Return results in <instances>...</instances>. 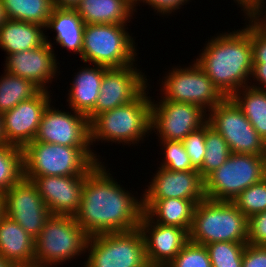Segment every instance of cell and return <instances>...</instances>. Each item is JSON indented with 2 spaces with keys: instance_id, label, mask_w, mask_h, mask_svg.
<instances>
[{
  "instance_id": "6da1fadb",
  "label": "cell",
  "mask_w": 266,
  "mask_h": 267,
  "mask_svg": "<svg viewBox=\"0 0 266 267\" xmlns=\"http://www.w3.org/2000/svg\"><path fill=\"white\" fill-rule=\"evenodd\" d=\"M109 171L99 162L86 174L74 218L89 237L139 228L142 197H133L134 194L118 184Z\"/></svg>"
},
{
  "instance_id": "7a4b0ae2",
  "label": "cell",
  "mask_w": 266,
  "mask_h": 267,
  "mask_svg": "<svg viewBox=\"0 0 266 267\" xmlns=\"http://www.w3.org/2000/svg\"><path fill=\"white\" fill-rule=\"evenodd\" d=\"M248 22L243 29L216 34L194 59L225 97L252 83L249 82L253 70L251 22Z\"/></svg>"
},
{
  "instance_id": "3957f363",
  "label": "cell",
  "mask_w": 266,
  "mask_h": 267,
  "mask_svg": "<svg viewBox=\"0 0 266 267\" xmlns=\"http://www.w3.org/2000/svg\"><path fill=\"white\" fill-rule=\"evenodd\" d=\"M148 89L132 102L96 115L89 122L91 146L100 140L130 146L151 134L152 99Z\"/></svg>"
},
{
  "instance_id": "277c9868",
  "label": "cell",
  "mask_w": 266,
  "mask_h": 267,
  "mask_svg": "<svg viewBox=\"0 0 266 267\" xmlns=\"http://www.w3.org/2000/svg\"><path fill=\"white\" fill-rule=\"evenodd\" d=\"M92 150L90 147H70L33 140L22 148L23 175H86L97 163L101 162Z\"/></svg>"
},
{
  "instance_id": "5b68a950",
  "label": "cell",
  "mask_w": 266,
  "mask_h": 267,
  "mask_svg": "<svg viewBox=\"0 0 266 267\" xmlns=\"http://www.w3.org/2000/svg\"><path fill=\"white\" fill-rule=\"evenodd\" d=\"M248 218L230 201L204 198L194 211L189 240L207 245L214 242H247Z\"/></svg>"
},
{
  "instance_id": "8992f818",
  "label": "cell",
  "mask_w": 266,
  "mask_h": 267,
  "mask_svg": "<svg viewBox=\"0 0 266 267\" xmlns=\"http://www.w3.org/2000/svg\"><path fill=\"white\" fill-rule=\"evenodd\" d=\"M126 25L85 24L81 61L107 68L136 66L135 41Z\"/></svg>"
},
{
  "instance_id": "52a82bcc",
  "label": "cell",
  "mask_w": 266,
  "mask_h": 267,
  "mask_svg": "<svg viewBox=\"0 0 266 267\" xmlns=\"http://www.w3.org/2000/svg\"><path fill=\"white\" fill-rule=\"evenodd\" d=\"M88 238L74 216L51 215L35 239V263L57 267L77 259L86 253Z\"/></svg>"
},
{
  "instance_id": "ba28073f",
  "label": "cell",
  "mask_w": 266,
  "mask_h": 267,
  "mask_svg": "<svg viewBox=\"0 0 266 267\" xmlns=\"http://www.w3.org/2000/svg\"><path fill=\"white\" fill-rule=\"evenodd\" d=\"M84 267H150L139 228L90 236Z\"/></svg>"
},
{
  "instance_id": "9c48e42d",
  "label": "cell",
  "mask_w": 266,
  "mask_h": 267,
  "mask_svg": "<svg viewBox=\"0 0 266 267\" xmlns=\"http://www.w3.org/2000/svg\"><path fill=\"white\" fill-rule=\"evenodd\" d=\"M265 177L260 155L231 153L218 169L204 179L205 198L232 202L243 190Z\"/></svg>"
},
{
  "instance_id": "30bf717a",
  "label": "cell",
  "mask_w": 266,
  "mask_h": 267,
  "mask_svg": "<svg viewBox=\"0 0 266 267\" xmlns=\"http://www.w3.org/2000/svg\"><path fill=\"white\" fill-rule=\"evenodd\" d=\"M163 78L160 97L164 100L192 103L209 112L226 98L196 62L175 66Z\"/></svg>"
},
{
  "instance_id": "8fae6325",
  "label": "cell",
  "mask_w": 266,
  "mask_h": 267,
  "mask_svg": "<svg viewBox=\"0 0 266 267\" xmlns=\"http://www.w3.org/2000/svg\"><path fill=\"white\" fill-rule=\"evenodd\" d=\"M207 122L226 140L231 153L261 154L263 139L230 97L208 112Z\"/></svg>"
},
{
  "instance_id": "7c38bea8",
  "label": "cell",
  "mask_w": 266,
  "mask_h": 267,
  "mask_svg": "<svg viewBox=\"0 0 266 267\" xmlns=\"http://www.w3.org/2000/svg\"><path fill=\"white\" fill-rule=\"evenodd\" d=\"M158 101L151 100V131L157 134L158 140L183 141L207 122L206 111L198 105L164 100L162 97Z\"/></svg>"
},
{
  "instance_id": "4fadbf2b",
  "label": "cell",
  "mask_w": 266,
  "mask_h": 267,
  "mask_svg": "<svg viewBox=\"0 0 266 267\" xmlns=\"http://www.w3.org/2000/svg\"><path fill=\"white\" fill-rule=\"evenodd\" d=\"M137 67L107 68L101 82L95 108L87 115L89 122L98 114L135 100L150 84Z\"/></svg>"
},
{
  "instance_id": "5bb4252c",
  "label": "cell",
  "mask_w": 266,
  "mask_h": 267,
  "mask_svg": "<svg viewBox=\"0 0 266 267\" xmlns=\"http://www.w3.org/2000/svg\"><path fill=\"white\" fill-rule=\"evenodd\" d=\"M3 196L5 214L36 239L51 214L34 183L23 176Z\"/></svg>"
},
{
  "instance_id": "9a60e30c",
  "label": "cell",
  "mask_w": 266,
  "mask_h": 267,
  "mask_svg": "<svg viewBox=\"0 0 266 267\" xmlns=\"http://www.w3.org/2000/svg\"><path fill=\"white\" fill-rule=\"evenodd\" d=\"M71 111H61L49 104L34 141L70 147H91L88 117L83 113Z\"/></svg>"
},
{
  "instance_id": "2e32d148",
  "label": "cell",
  "mask_w": 266,
  "mask_h": 267,
  "mask_svg": "<svg viewBox=\"0 0 266 267\" xmlns=\"http://www.w3.org/2000/svg\"><path fill=\"white\" fill-rule=\"evenodd\" d=\"M49 93L41 90L33 98L20 102L2 114L5 143L23 148L34 140L44 111L52 103V95Z\"/></svg>"
},
{
  "instance_id": "e0dca14e",
  "label": "cell",
  "mask_w": 266,
  "mask_h": 267,
  "mask_svg": "<svg viewBox=\"0 0 266 267\" xmlns=\"http://www.w3.org/2000/svg\"><path fill=\"white\" fill-rule=\"evenodd\" d=\"M47 37L45 35L46 42L38 48L6 56L4 71L28 79L41 90L49 91V82L51 83L58 75L60 63L53 50L55 47L52 45L54 44ZM47 84L48 86H46Z\"/></svg>"
},
{
  "instance_id": "ac0fdd59",
  "label": "cell",
  "mask_w": 266,
  "mask_h": 267,
  "mask_svg": "<svg viewBox=\"0 0 266 267\" xmlns=\"http://www.w3.org/2000/svg\"><path fill=\"white\" fill-rule=\"evenodd\" d=\"M24 177L34 183L51 215L74 216L79 210L86 175Z\"/></svg>"
},
{
  "instance_id": "d6986e66",
  "label": "cell",
  "mask_w": 266,
  "mask_h": 267,
  "mask_svg": "<svg viewBox=\"0 0 266 267\" xmlns=\"http://www.w3.org/2000/svg\"><path fill=\"white\" fill-rule=\"evenodd\" d=\"M139 229L150 267H166L189 241V233L185 229L152 222L144 213Z\"/></svg>"
},
{
  "instance_id": "ffe728a7",
  "label": "cell",
  "mask_w": 266,
  "mask_h": 267,
  "mask_svg": "<svg viewBox=\"0 0 266 267\" xmlns=\"http://www.w3.org/2000/svg\"><path fill=\"white\" fill-rule=\"evenodd\" d=\"M142 199L179 198L196 204L205 198L204 179L198 170L171 171L158 167Z\"/></svg>"
},
{
  "instance_id": "44dd1931",
  "label": "cell",
  "mask_w": 266,
  "mask_h": 267,
  "mask_svg": "<svg viewBox=\"0 0 266 267\" xmlns=\"http://www.w3.org/2000/svg\"><path fill=\"white\" fill-rule=\"evenodd\" d=\"M0 256L14 265L35 263V239L6 214L0 219Z\"/></svg>"
},
{
  "instance_id": "7402d4cb",
  "label": "cell",
  "mask_w": 266,
  "mask_h": 267,
  "mask_svg": "<svg viewBox=\"0 0 266 267\" xmlns=\"http://www.w3.org/2000/svg\"><path fill=\"white\" fill-rule=\"evenodd\" d=\"M143 213L155 223L164 226H177L190 231L196 203L192 200L142 199Z\"/></svg>"
},
{
  "instance_id": "603a6c76",
  "label": "cell",
  "mask_w": 266,
  "mask_h": 267,
  "mask_svg": "<svg viewBox=\"0 0 266 267\" xmlns=\"http://www.w3.org/2000/svg\"><path fill=\"white\" fill-rule=\"evenodd\" d=\"M81 67L72 79L67 102L71 110L88 115L94 108L100 93L101 82L107 67L91 65Z\"/></svg>"
},
{
  "instance_id": "cb8c5ba5",
  "label": "cell",
  "mask_w": 266,
  "mask_h": 267,
  "mask_svg": "<svg viewBox=\"0 0 266 267\" xmlns=\"http://www.w3.org/2000/svg\"><path fill=\"white\" fill-rule=\"evenodd\" d=\"M75 10L85 24H127L134 15V0H81Z\"/></svg>"
},
{
  "instance_id": "d4e9b609",
  "label": "cell",
  "mask_w": 266,
  "mask_h": 267,
  "mask_svg": "<svg viewBox=\"0 0 266 267\" xmlns=\"http://www.w3.org/2000/svg\"><path fill=\"white\" fill-rule=\"evenodd\" d=\"M84 26L85 23L75 9L54 7L45 30H54L55 43L81 58Z\"/></svg>"
},
{
  "instance_id": "484cf974",
  "label": "cell",
  "mask_w": 266,
  "mask_h": 267,
  "mask_svg": "<svg viewBox=\"0 0 266 267\" xmlns=\"http://www.w3.org/2000/svg\"><path fill=\"white\" fill-rule=\"evenodd\" d=\"M44 30L35 23L7 19L0 27V48L7 55L38 48L46 42Z\"/></svg>"
},
{
  "instance_id": "4316f807",
  "label": "cell",
  "mask_w": 266,
  "mask_h": 267,
  "mask_svg": "<svg viewBox=\"0 0 266 267\" xmlns=\"http://www.w3.org/2000/svg\"><path fill=\"white\" fill-rule=\"evenodd\" d=\"M246 116L259 136L266 139V91L246 86L230 97Z\"/></svg>"
},
{
  "instance_id": "83f0119b",
  "label": "cell",
  "mask_w": 266,
  "mask_h": 267,
  "mask_svg": "<svg viewBox=\"0 0 266 267\" xmlns=\"http://www.w3.org/2000/svg\"><path fill=\"white\" fill-rule=\"evenodd\" d=\"M7 19L46 27L54 8L52 0H1Z\"/></svg>"
},
{
  "instance_id": "f1b7e54d",
  "label": "cell",
  "mask_w": 266,
  "mask_h": 267,
  "mask_svg": "<svg viewBox=\"0 0 266 267\" xmlns=\"http://www.w3.org/2000/svg\"><path fill=\"white\" fill-rule=\"evenodd\" d=\"M3 75V76H2ZM0 77V114L36 96L41 89L28 79L4 72Z\"/></svg>"
},
{
  "instance_id": "f546056e",
  "label": "cell",
  "mask_w": 266,
  "mask_h": 267,
  "mask_svg": "<svg viewBox=\"0 0 266 267\" xmlns=\"http://www.w3.org/2000/svg\"><path fill=\"white\" fill-rule=\"evenodd\" d=\"M205 147L204 161L198 169L203 179L218 169L231 154L226 140L208 122L205 123Z\"/></svg>"
},
{
  "instance_id": "4dcf8cb0",
  "label": "cell",
  "mask_w": 266,
  "mask_h": 267,
  "mask_svg": "<svg viewBox=\"0 0 266 267\" xmlns=\"http://www.w3.org/2000/svg\"><path fill=\"white\" fill-rule=\"evenodd\" d=\"M23 176L22 148L11 143L0 144V194Z\"/></svg>"
},
{
  "instance_id": "1f68e13d",
  "label": "cell",
  "mask_w": 266,
  "mask_h": 267,
  "mask_svg": "<svg viewBox=\"0 0 266 267\" xmlns=\"http://www.w3.org/2000/svg\"><path fill=\"white\" fill-rule=\"evenodd\" d=\"M247 242H214L205 245L212 267H242Z\"/></svg>"
},
{
  "instance_id": "d6a6232c",
  "label": "cell",
  "mask_w": 266,
  "mask_h": 267,
  "mask_svg": "<svg viewBox=\"0 0 266 267\" xmlns=\"http://www.w3.org/2000/svg\"><path fill=\"white\" fill-rule=\"evenodd\" d=\"M232 203L247 218L266 211V177L243 190Z\"/></svg>"
},
{
  "instance_id": "836d02e7",
  "label": "cell",
  "mask_w": 266,
  "mask_h": 267,
  "mask_svg": "<svg viewBox=\"0 0 266 267\" xmlns=\"http://www.w3.org/2000/svg\"><path fill=\"white\" fill-rule=\"evenodd\" d=\"M164 157L161 168L171 171H189L196 170L190 161V158L184 148L182 141L159 140Z\"/></svg>"
},
{
  "instance_id": "e575fe53",
  "label": "cell",
  "mask_w": 266,
  "mask_h": 267,
  "mask_svg": "<svg viewBox=\"0 0 266 267\" xmlns=\"http://www.w3.org/2000/svg\"><path fill=\"white\" fill-rule=\"evenodd\" d=\"M166 267H212L205 245L188 241Z\"/></svg>"
},
{
  "instance_id": "d590c367",
  "label": "cell",
  "mask_w": 266,
  "mask_h": 267,
  "mask_svg": "<svg viewBox=\"0 0 266 267\" xmlns=\"http://www.w3.org/2000/svg\"><path fill=\"white\" fill-rule=\"evenodd\" d=\"M182 142L192 166L198 170L202 166L206 152L205 124L188 134Z\"/></svg>"
},
{
  "instance_id": "8d00e7d4",
  "label": "cell",
  "mask_w": 266,
  "mask_h": 267,
  "mask_svg": "<svg viewBox=\"0 0 266 267\" xmlns=\"http://www.w3.org/2000/svg\"><path fill=\"white\" fill-rule=\"evenodd\" d=\"M247 244L266 246V211L248 218Z\"/></svg>"
},
{
  "instance_id": "74e56055",
  "label": "cell",
  "mask_w": 266,
  "mask_h": 267,
  "mask_svg": "<svg viewBox=\"0 0 266 267\" xmlns=\"http://www.w3.org/2000/svg\"><path fill=\"white\" fill-rule=\"evenodd\" d=\"M190 0H134V11L136 12V8L140 3H147L146 5L151 6L154 9V12L160 15H170L172 12L174 13L176 10L180 9L182 5L184 6ZM138 4V5H136Z\"/></svg>"
},
{
  "instance_id": "f35d334b",
  "label": "cell",
  "mask_w": 266,
  "mask_h": 267,
  "mask_svg": "<svg viewBox=\"0 0 266 267\" xmlns=\"http://www.w3.org/2000/svg\"><path fill=\"white\" fill-rule=\"evenodd\" d=\"M242 267H266V246L246 243L243 252Z\"/></svg>"
},
{
  "instance_id": "ab89813d",
  "label": "cell",
  "mask_w": 266,
  "mask_h": 267,
  "mask_svg": "<svg viewBox=\"0 0 266 267\" xmlns=\"http://www.w3.org/2000/svg\"><path fill=\"white\" fill-rule=\"evenodd\" d=\"M253 63H266V35L251 23Z\"/></svg>"
},
{
  "instance_id": "60d3db41",
  "label": "cell",
  "mask_w": 266,
  "mask_h": 267,
  "mask_svg": "<svg viewBox=\"0 0 266 267\" xmlns=\"http://www.w3.org/2000/svg\"><path fill=\"white\" fill-rule=\"evenodd\" d=\"M251 78H253L251 81L253 80V82L255 81L256 83H250L249 86L266 91V63H253Z\"/></svg>"
},
{
  "instance_id": "b9f144b4",
  "label": "cell",
  "mask_w": 266,
  "mask_h": 267,
  "mask_svg": "<svg viewBox=\"0 0 266 267\" xmlns=\"http://www.w3.org/2000/svg\"><path fill=\"white\" fill-rule=\"evenodd\" d=\"M266 7H259L248 19L264 35H266ZM264 12H263V11ZM265 13V14H264ZM265 16H264V15ZM263 15V16H262Z\"/></svg>"
},
{
  "instance_id": "7bdbcfd3",
  "label": "cell",
  "mask_w": 266,
  "mask_h": 267,
  "mask_svg": "<svg viewBox=\"0 0 266 267\" xmlns=\"http://www.w3.org/2000/svg\"><path fill=\"white\" fill-rule=\"evenodd\" d=\"M265 0H254L244 11L245 19L249 18L259 7H265Z\"/></svg>"
},
{
  "instance_id": "ee69618b",
  "label": "cell",
  "mask_w": 266,
  "mask_h": 267,
  "mask_svg": "<svg viewBox=\"0 0 266 267\" xmlns=\"http://www.w3.org/2000/svg\"><path fill=\"white\" fill-rule=\"evenodd\" d=\"M52 1L54 7L75 9V7L80 3L81 0H52Z\"/></svg>"
},
{
  "instance_id": "f6af8a7d",
  "label": "cell",
  "mask_w": 266,
  "mask_h": 267,
  "mask_svg": "<svg viewBox=\"0 0 266 267\" xmlns=\"http://www.w3.org/2000/svg\"><path fill=\"white\" fill-rule=\"evenodd\" d=\"M260 157L263 163L264 170L266 172V139L263 140V147H262Z\"/></svg>"
},
{
  "instance_id": "bcb514c9",
  "label": "cell",
  "mask_w": 266,
  "mask_h": 267,
  "mask_svg": "<svg viewBox=\"0 0 266 267\" xmlns=\"http://www.w3.org/2000/svg\"><path fill=\"white\" fill-rule=\"evenodd\" d=\"M7 21V16L2 4V1L0 0V27Z\"/></svg>"
},
{
  "instance_id": "7dc6e473",
  "label": "cell",
  "mask_w": 266,
  "mask_h": 267,
  "mask_svg": "<svg viewBox=\"0 0 266 267\" xmlns=\"http://www.w3.org/2000/svg\"><path fill=\"white\" fill-rule=\"evenodd\" d=\"M241 7V11H244L254 0H234Z\"/></svg>"
},
{
  "instance_id": "c3c4849f",
  "label": "cell",
  "mask_w": 266,
  "mask_h": 267,
  "mask_svg": "<svg viewBox=\"0 0 266 267\" xmlns=\"http://www.w3.org/2000/svg\"><path fill=\"white\" fill-rule=\"evenodd\" d=\"M14 267H53L49 265L39 264V263H30V264H16Z\"/></svg>"
},
{
  "instance_id": "681fc988",
  "label": "cell",
  "mask_w": 266,
  "mask_h": 267,
  "mask_svg": "<svg viewBox=\"0 0 266 267\" xmlns=\"http://www.w3.org/2000/svg\"><path fill=\"white\" fill-rule=\"evenodd\" d=\"M0 267H14V264L0 256Z\"/></svg>"
},
{
  "instance_id": "f907efd6",
  "label": "cell",
  "mask_w": 266,
  "mask_h": 267,
  "mask_svg": "<svg viewBox=\"0 0 266 267\" xmlns=\"http://www.w3.org/2000/svg\"><path fill=\"white\" fill-rule=\"evenodd\" d=\"M5 214V208H4V196L0 194V219Z\"/></svg>"
},
{
  "instance_id": "816d5d0a",
  "label": "cell",
  "mask_w": 266,
  "mask_h": 267,
  "mask_svg": "<svg viewBox=\"0 0 266 267\" xmlns=\"http://www.w3.org/2000/svg\"><path fill=\"white\" fill-rule=\"evenodd\" d=\"M5 143L3 137V123H2V114H0V144Z\"/></svg>"
}]
</instances>
